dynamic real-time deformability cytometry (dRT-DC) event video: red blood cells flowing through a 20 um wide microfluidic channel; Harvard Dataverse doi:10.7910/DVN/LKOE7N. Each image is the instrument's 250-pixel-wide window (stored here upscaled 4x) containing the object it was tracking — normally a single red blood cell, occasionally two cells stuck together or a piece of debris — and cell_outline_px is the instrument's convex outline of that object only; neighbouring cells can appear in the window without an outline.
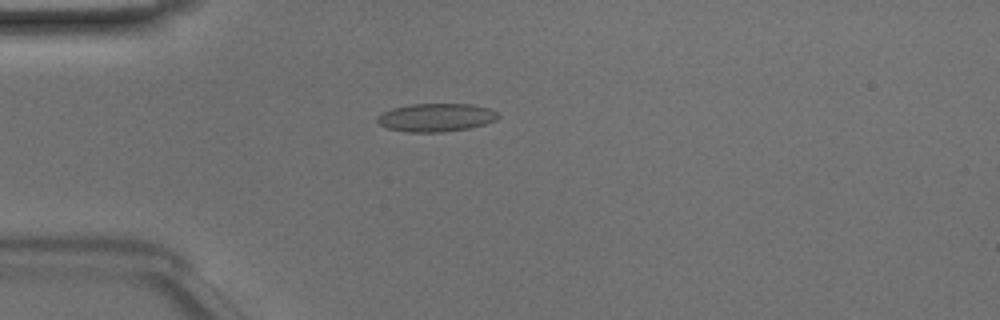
{"species": "Egyptian fruit bat (a non-hibernating species)", "species_latin": "Rousettus aegyptiacus", "temperature_condition": "room temperature", "stored_images_in_passage": 41, "camera_frame_rate_fps": 3000, "um_per_image_px": 0.085, "animal": {"sex": "male"}, "frame": {"image": 1, "passage_image": 5, "time_ms": 1.333, "image_size_px": [1000, 320], "cell_outline_px": [[500, 116], [496, 120], [484, 124], [468, 128], [444, 132], [408, 132], [388, 128], [380, 124], [376, 120], [376, 116], [392, 108], [412, 104], [472, 104], [488, 108], [496, 112]], "centroid_in_image_um": [37.06, 9.98], "position_along_channel_um": 47.9, "area_um2": 19.77}}
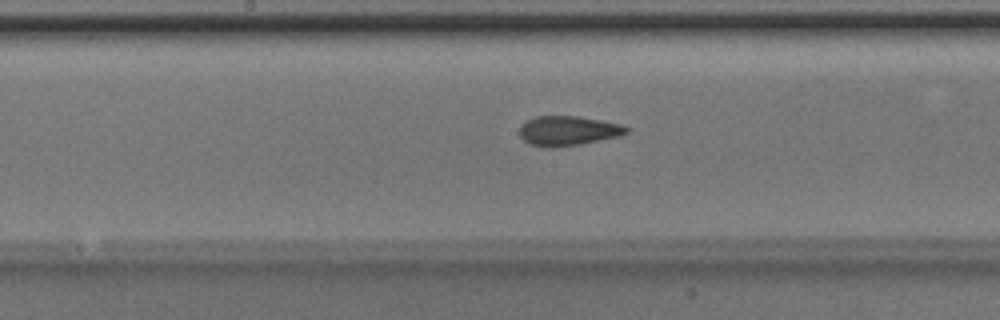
{"frame": {"image": 2, "passage_image": 17, "time_ms": 5.333, "image_size_px": [1000, 320], "cell_outline_px": [[628, 132], [620, 136], [580, 144], [552, 148], [544, 148], [528, 144], [520, 136], [520, 124], [536, 116], [576, 116], [624, 124], [628, 128]], "centroid_in_image_um": [48.27, 11.12], "position_along_channel_um": 199.9, "area_um2": 18.61}}
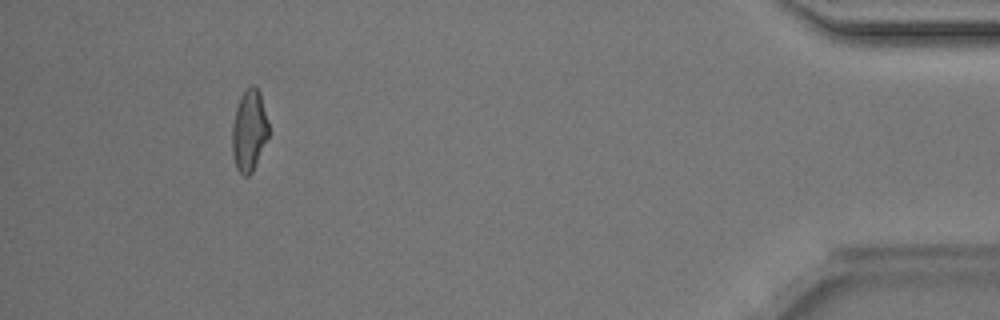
{"frame": {"image": 3, "passage_image": 37, "time_ms": 12.0, "image_size_px": [1000, 320], "cell_outline_px": [[268, 136], [252, 172], [248, 176], [244, 176], [236, 168], [232, 156], [232, 128], [236, 108], [244, 92], [252, 84], [256, 84], [260, 92], [268, 124]], "centroid_in_image_um": [21.17, 11.11], "position_along_channel_um": 414.0, "area_um2": 17.05}, "authors_computed_cell_mechanics": {"area_um2": 18.0336, "velocity_mm_per_s": 4.1616, "shape_relaxation_time_tau1_ms": 3.764, "shape_relaxation_time_tau2_ms": 1.4643, "deformation_change_tau1": 0.1334, "deformation_change_tau2": 0.0874}}